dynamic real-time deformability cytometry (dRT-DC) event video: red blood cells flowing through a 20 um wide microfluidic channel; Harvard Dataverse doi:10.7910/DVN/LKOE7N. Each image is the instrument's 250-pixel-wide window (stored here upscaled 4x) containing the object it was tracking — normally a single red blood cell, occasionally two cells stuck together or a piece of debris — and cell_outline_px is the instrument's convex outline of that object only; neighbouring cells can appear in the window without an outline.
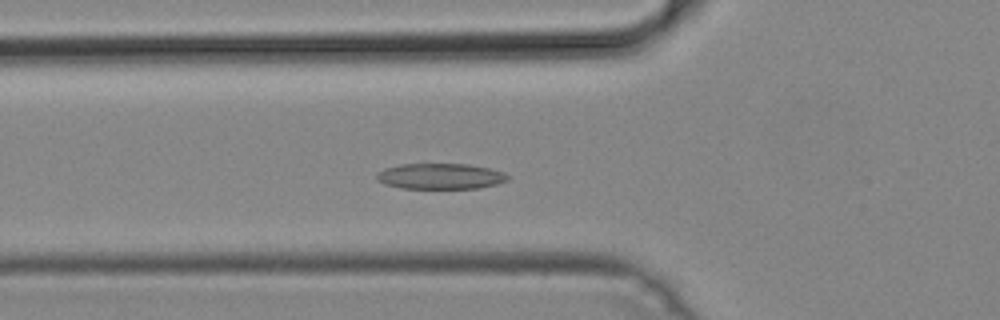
{"species": "common noctule bat (a hibernating species)", "species_latin": "Nyctalus noctula", "temperature_condition": "cold", "stored_images_in_passage": 51, "camera_frame_rate_fps": 3000, "um_per_image_px": 0.085, "animal": {"sex": "male", "body_mass_g": 19.2, "forearm_length_mm": 51.8}, "frame": {"image": 1, "passage_image": 18, "time_ms": 5.667, "image_size_px": [1000, 320], "cell_outline_px": [[508, 180], [496, 184], [476, 188], [400, 188], [384, 184], [376, 180], [376, 176], [384, 168], [400, 164], [468, 164], [488, 168], [504, 172], [508, 176]], "centroid_in_image_um": [37.4, 14.98], "position_along_channel_um": 88.4, "area_um2": 19.54}}
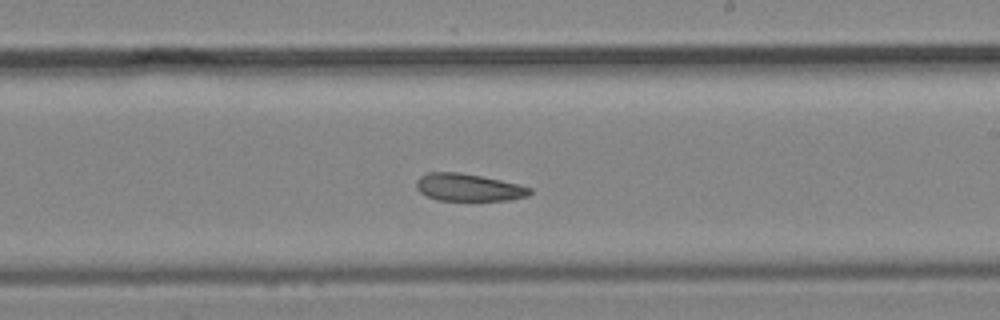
{"frame": {"image": 2, "passage_image": 30, "time_ms": 9.667, "image_size_px": [1000, 320], "cell_outline_px": [[532, 192], [528, 196], [508, 200], [436, 200], [420, 192], [416, 188], [416, 180], [424, 172], [460, 172], [520, 184], [532, 188]], "centroid_in_image_um": [39.81, 15.92], "position_along_channel_um": 249.2, "area_um2": 18.21}}
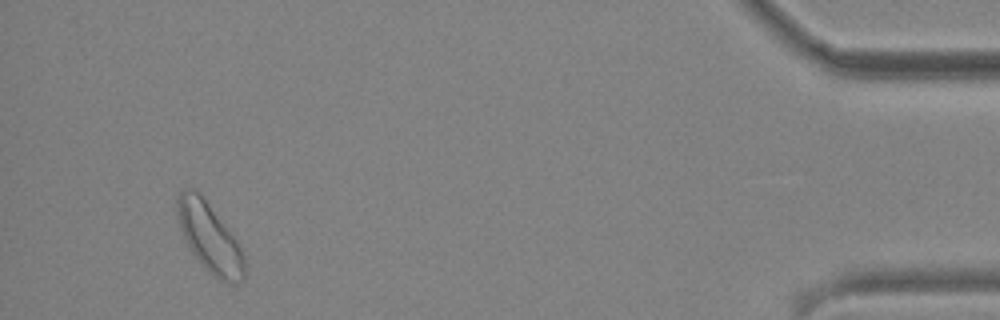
{"frame": {"image": 3, "passage_image": 48, "time_ms": 15.667, "image_size_px": [1000, 320], "cell_outline_px": [[244, 280], [232, 284], [228, 284], [220, 280], [208, 272], [192, 252], [176, 220], [176, 196], [180, 188], [196, 188], [240, 244], [244, 256]], "centroid_in_image_um": [17.78, 20.16], "position_along_channel_um": 417.4, "area_um2": 27.28}}